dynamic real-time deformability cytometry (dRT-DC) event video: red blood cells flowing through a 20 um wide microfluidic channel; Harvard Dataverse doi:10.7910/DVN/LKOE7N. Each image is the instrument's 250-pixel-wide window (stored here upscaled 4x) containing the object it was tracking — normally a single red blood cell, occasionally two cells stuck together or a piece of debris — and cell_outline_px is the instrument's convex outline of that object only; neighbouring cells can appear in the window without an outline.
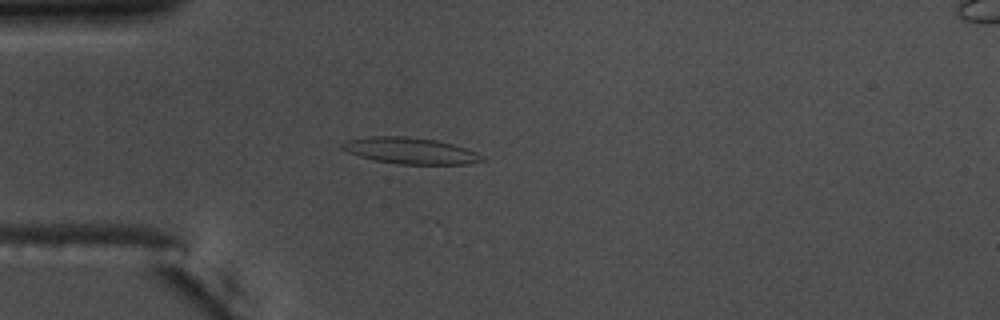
{"species": "common noctule bat (a hibernating species)", "species_latin": "Nyctalus noctula", "temperature_condition": "warm", "stored_images_in_passage": 21, "camera_frame_rate_fps": 3000, "um_per_image_px": 0.085, "animal": {"sex": "male", "body_mass_g": 17.5, "forearm_length_mm": 52.3}, "frame": {"image": 1, "passage_image": 15, "time_ms": 4.667, "image_size_px": [1000, 320], "cell_outline_px": [[484, 160], [468, 164], [396, 164], [376, 160], [360, 156], [348, 152], [340, 148], [340, 144], [348, 140], [368, 136], [408, 136], [436, 140], [452, 144], [476, 152], [484, 156]], "centroid_in_image_um": [34.86, 12.81], "position_along_channel_um": 50.1, "area_um2": 21.39}}